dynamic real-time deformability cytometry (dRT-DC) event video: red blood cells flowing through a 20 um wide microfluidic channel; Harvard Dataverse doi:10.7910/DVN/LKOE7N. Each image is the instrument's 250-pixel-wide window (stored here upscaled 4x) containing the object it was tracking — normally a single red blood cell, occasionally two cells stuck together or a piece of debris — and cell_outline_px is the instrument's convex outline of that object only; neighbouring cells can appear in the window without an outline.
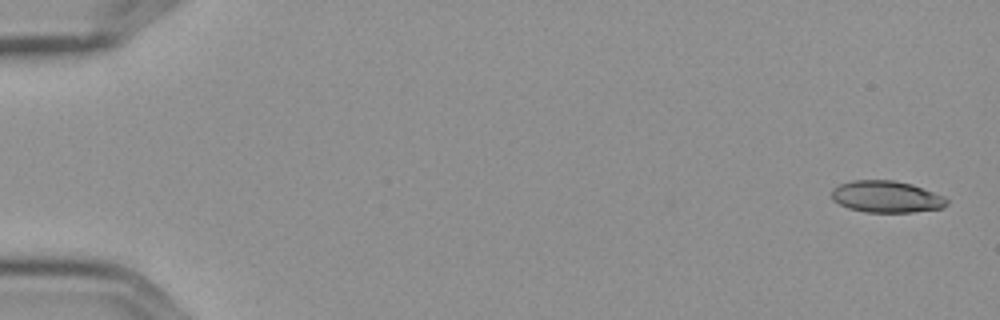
{"species": "Egyptian fruit bat (a non-hibernating species)", "species_latin": "Rousettus aegyptiacus", "temperature_condition": "cold", "stored_images_in_passage": 6, "camera_frame_rate_fps": 3000, "um_per_image_px": 0.085, "frame": {"image": 1, "passage_image": 1, "time_ms": 0.0, "image_size_px": [1000, 320], "cell_outline_px": [[948, 204], [944, 208], [912, 212], [864, 212], [848, 208], [832, 200], [832, 188], [840, 184], [852, 180], [892, 180], [912, 184], [944, 196], [948, 200]], "centroid_in_image_um": [75.35, 16.72], "position_along_channel_um": 9.7, "area_um2": 21.39}}